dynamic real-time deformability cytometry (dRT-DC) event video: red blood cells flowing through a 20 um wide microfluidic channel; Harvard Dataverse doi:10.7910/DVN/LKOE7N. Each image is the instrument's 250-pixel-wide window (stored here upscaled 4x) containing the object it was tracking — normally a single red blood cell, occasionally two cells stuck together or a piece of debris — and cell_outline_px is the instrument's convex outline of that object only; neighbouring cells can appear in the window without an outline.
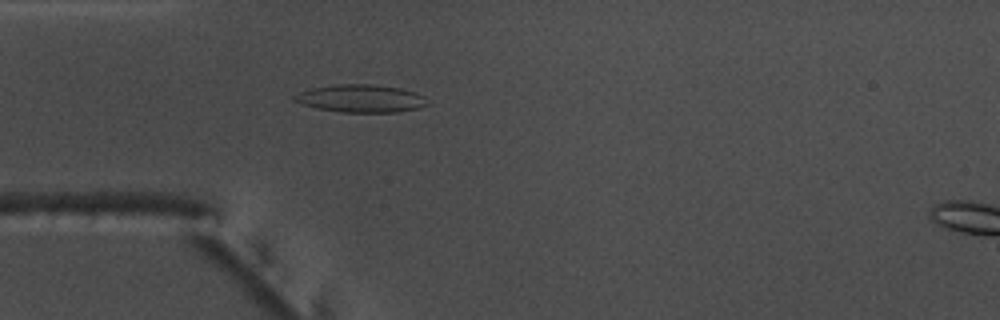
{"species": "common noctule bat (a hibernating species)", "species_latin": "Nyctalus noctula", "temperature_condition": "warm", "stored_images_in_passage": 51, "camera_frame_rate_fps": 3000, "um_per_image_px": 0.085, "animal": {"sex": "male", "body_mass_g": 17.5, "forearm_length_mm": 52.3}, "frame": {"image": 1, "passage_image": 13, "time_ms": 4.0, "image_size_px": [1000, 320], "cell_outline_px": [[432, 104], [420, 108], [396, 112], [340, 112], [316, 108], [292, 100], [292, 96], [300, 92], [312, 88], [340, 84], [372, 84], [400, 88], [424, 96]], "centroid_in_image_um": [30.71, 8.38], "position_along_channel_um": 54.3, "area_um2": 21.5}}
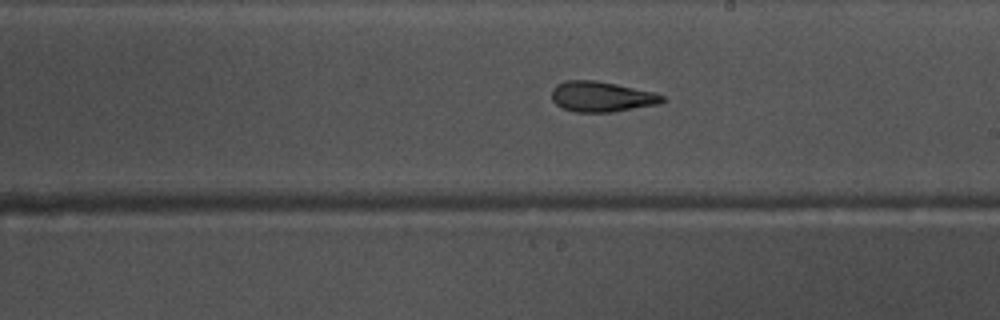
{"frame": {"image": 2, "passage_image": 28, "time_ms": 9.0, "image_size_px": [1000, 320], "cell_outline_px": [[668, 100], [660, 104], [612, 112], [576, 112], [564, 108], [556, 104], [552, 100], [552, 88], [556, 84], [568, 80], [596, 80], [616, 84], [652, 92], [664, 96]], "centroid_in_image_um": [51.14, 8.22], "position_along_channel_um": 237.9, "area_um2": 19.59}}
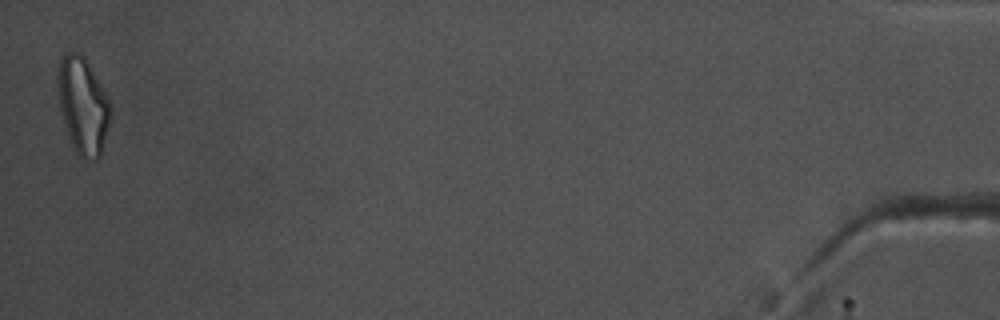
{"frame": {"image": 3, "passage_image": 51, "time_ms": 16.667, "image_size_px": [1000, 320], "cell_outline_px": [[112, 108], [100, 156], [96, 160], [84, 160], [76, 152], [72, 144], [60, 108], [56, 84], [56, 72], [60, 60], [68, 52], [80, 52], [84, 56], [108, 96]], "centroid_in_image_um": [7.04, 8.94], "position_along_channel_um": 428.2, "area_um2": 29.54}, "authors_computed_cell_mechanics": {"area_um2": 20.7502, "velocity_mm_per_s": 3.7739, "shape_relaxation_time_tau1_ms": 8.9331, "shape_relaxation_time_tau2_ms": 4.4014, "deformation_change_tau1": 0.2556, "deformation_change_tau2": 0.1445}}